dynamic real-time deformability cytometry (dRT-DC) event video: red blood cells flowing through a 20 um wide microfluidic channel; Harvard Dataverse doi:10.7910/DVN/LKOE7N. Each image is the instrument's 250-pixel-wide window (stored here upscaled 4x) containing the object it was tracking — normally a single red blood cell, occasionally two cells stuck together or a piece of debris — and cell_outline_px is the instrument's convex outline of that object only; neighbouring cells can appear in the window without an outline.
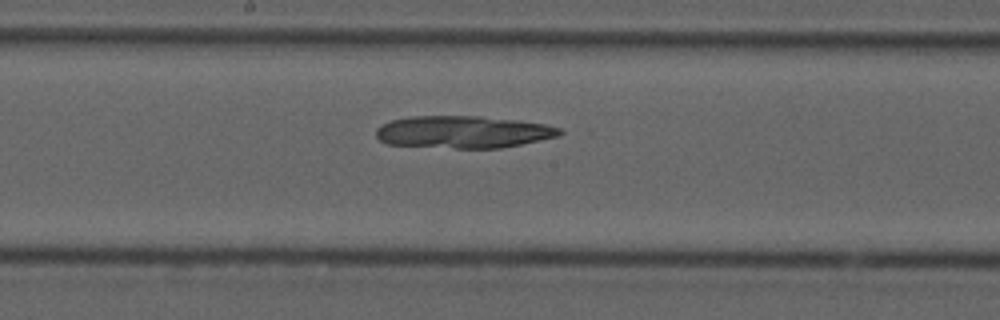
{"species": "common noctule bat (a hibernating species)", "species_latin": "Nyctalus noctula", "temperature_condition": "cold", "stored_images_in_passage": 48, "camera_frame_rate_fps": 3000, "um_per_image_px": 0.085, "animal": {"sex": "male", "forearm_length_mm": 52.5}, "frame": {"image": 1, "passage_image": 28, "time_ms": 9.0, "image_size_px": [1000, 320], "cell_outline_px": [[564, 132], [560, 136], [500, 148], [456, 148], [388, 144], [380, 140], [376, 136], [376, 128], [380, 124], [392, 120], [412, 116], [480, 116], [516, 120], [544, 124], [560, 128]], "centroid_in_image_um": [39.36, 11.21], "position_along_channel_um": 208.8, "area_um2": 34.45}}
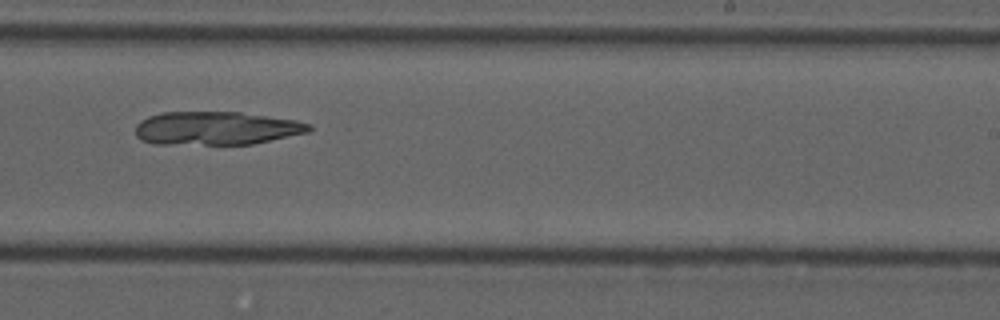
{"frame": {"image": 2, "passage_image": 33, "time_ms": 10.667, "image_size_px": [1000, 320], "cell_outline_px": [[312, 128], [308, 132], [252, 144], [152, 144], [140, 140], [136, 136], [136, 124], [140, 120], [148, 116], [164, 112], [240, 112], [296, 120], [312, 124]], "centroid_in_image_um": [18.35, 10.9], "position_along_channel_um": 270.6, "area_um2": 33.87}}
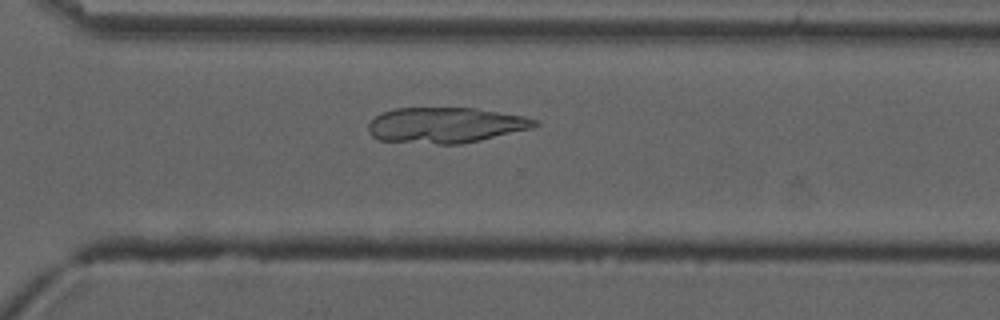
{"frame": {"image": 3, "passage_image": 38, "time_ms": 12.333, "image_size_px": [1000, 320], "cell_outline_px": [[540, 124], [532, 128], [480, 140], [460, 144], [436, 144], [380, 140], [372, 136], [368, 132], [368, 124], [376, 116], [384, 112], [396, 108], [472, 108], [524, 116], [536, 120]], "centroid_in_image_um": [37.86, 10.64], "position_along_channel_um": 332.7, "area_um2": 34.22}}